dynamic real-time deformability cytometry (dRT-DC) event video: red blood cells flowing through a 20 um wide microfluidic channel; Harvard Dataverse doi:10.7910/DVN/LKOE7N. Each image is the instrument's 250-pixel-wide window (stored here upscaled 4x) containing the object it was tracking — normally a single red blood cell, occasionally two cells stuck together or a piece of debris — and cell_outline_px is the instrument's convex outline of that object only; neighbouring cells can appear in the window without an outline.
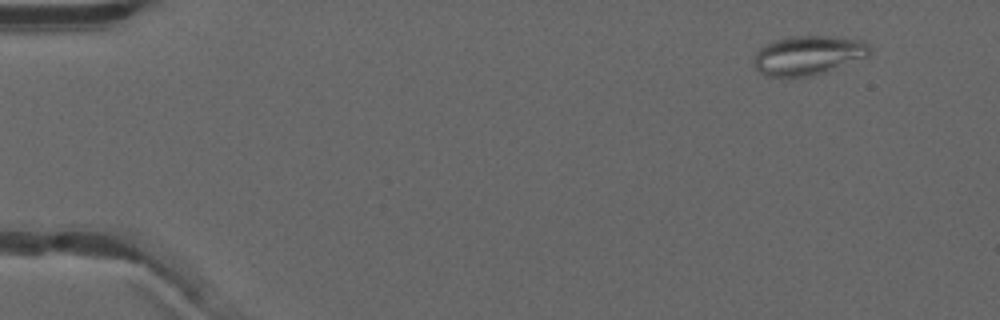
{"species": "common noctule bat (a hibernating species)", "species_latin": "Nyctalus noctula", "temperature_condition": "warm", "stored_images_in_passage": 36, "camera_frame_rate_fps": 3000, "um_per_image_px": 0.085, "animal": {"sex": "male", "forearm_length_mm": 52.5}, "frame": {"image": 1, "passage_image": 1, "time_ms": 0.0, "image_size_px": [1000, 320], "cell_outline_px": [[872, 48], [868, 56], [824, 72], [808, 76], [764, 76], [752, 64], [756, 52], [764, 44], [772, 40], [788, 36], [828, 36], [860, 40], [868, 44]], "centroid_in_image_um": [68.65, 4.68], "position_along_channel_um": 16.4, "area_um2": 26.41}}
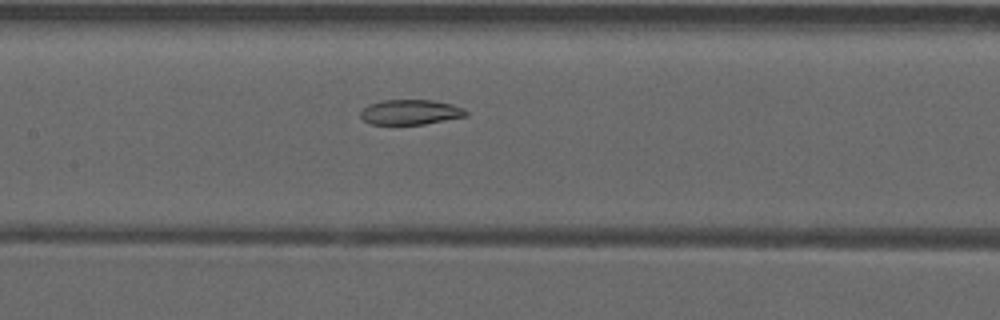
{"frame": {"image": 2, "passage_image": 22, "time_ms": 7.0, "image_size_px": [1000, 320], "cell_outline_px": [[468, 116], [424, 124], [372, 124], [364, 120], [360, 116], [360, 112], [368, 104], [384, 100], [432, 100], [452, 104], [464, 108], [468, 112]], "centroid_in_image_um": [34.91, 9.53], "position_along_channel_um": 172.5, "area_um2": 15.37}}
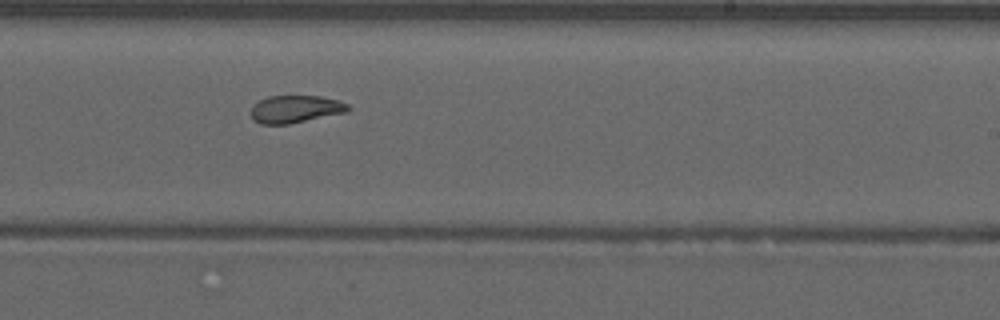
{"frame": {"image": 3, "passage_image": 29, "time_ms": 9.333, "image_size_px": [1000, 320], "cell_outline_px": [[352, 108], [348, 112], [288, 124], [260, 124], [252, 120], [252, 104], [268, 96], [320, 96], [336, 100], [348, 104]], "centroid_in_image_um": [25.11, 9.27], "position_along_channel_um": 263.9, "area_um2": 15.61}}